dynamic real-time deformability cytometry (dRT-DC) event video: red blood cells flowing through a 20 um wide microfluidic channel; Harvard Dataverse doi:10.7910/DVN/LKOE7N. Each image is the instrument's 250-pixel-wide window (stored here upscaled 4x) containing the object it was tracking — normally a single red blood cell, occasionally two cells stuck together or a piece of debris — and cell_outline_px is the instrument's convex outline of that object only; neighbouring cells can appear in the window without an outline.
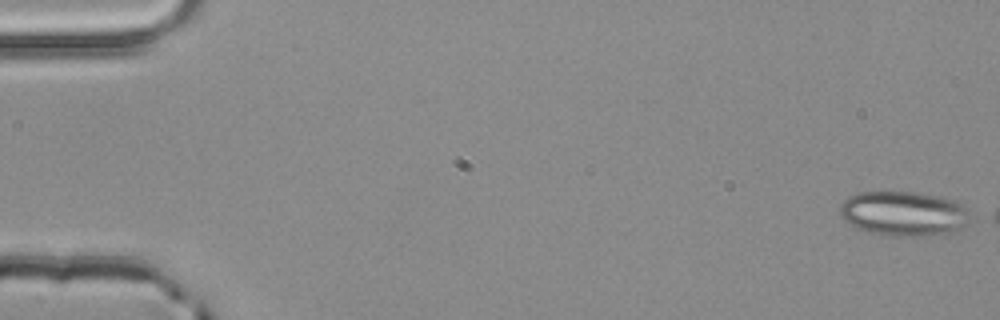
{"species": "common noctule bat (a hibernating species)", "species_latin": "Nyctalus noctula", "temperature_condition": "room temperature", "stored_images_in_passage": 9, "camera_frame_rate_fps": 3000, "um_per_image_px": 0.085, "animal": {"sex": "male", "body_mass_g": 20.4}, "frame": {"image": 1, "passage_image": 1, "time_ms": 0.0, "image_size_px": [1000, 320], "cell_outline_px": [[968, 224], [952, 232], [940, 236], [884, 236], [868, 232], [856, 228], [848, 224], [840, 216], [840, 204], [848, 196], [856, 192], [916, 192], [940, 196], [956, 200], [964, 204], [968, 208]], "centroid_in_image_um": [76.82, 18.16], "position_along_channel_um": 8.2, "area_um2": 34.74}}